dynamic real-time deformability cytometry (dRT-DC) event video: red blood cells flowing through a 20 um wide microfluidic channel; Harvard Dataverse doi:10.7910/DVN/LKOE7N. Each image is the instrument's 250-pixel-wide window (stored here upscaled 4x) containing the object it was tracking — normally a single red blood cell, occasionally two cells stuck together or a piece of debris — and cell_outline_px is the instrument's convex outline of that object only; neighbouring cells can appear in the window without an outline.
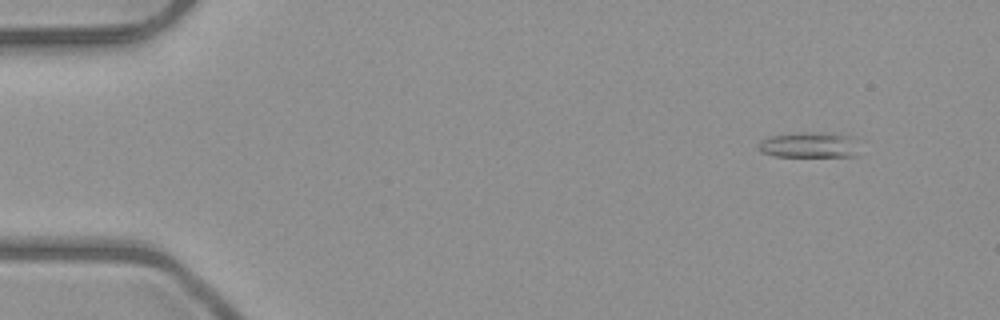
{"species": "common noctule bat (a hibernating species)", "species_latin": "Nyctalus noctula", "temperature_condition": "room temperature", "stored_images_in_passage": 4, "camera_frame_rate_fps": 3000, "um_per_image_px": 0.085, "animal": {"sex": "male", "body_mass_g": 23.1, "forearm_length_mm": 52.7}, "frame": {"image": 1, "passage_image": 1, "time_ms": 0.0, "image_size_px": [1000, 320], "cell_outline_px": [[856, 156], [772, 156], [764, 152], [760, 148], [760, 144], [764, 140], [772, 136], [800, 132], [820, 132], [848, 136]], "centroid_in_image_um": [68.69, 12.32], "position_along_channel_um": 16.3, "area_um2": 14.1}}
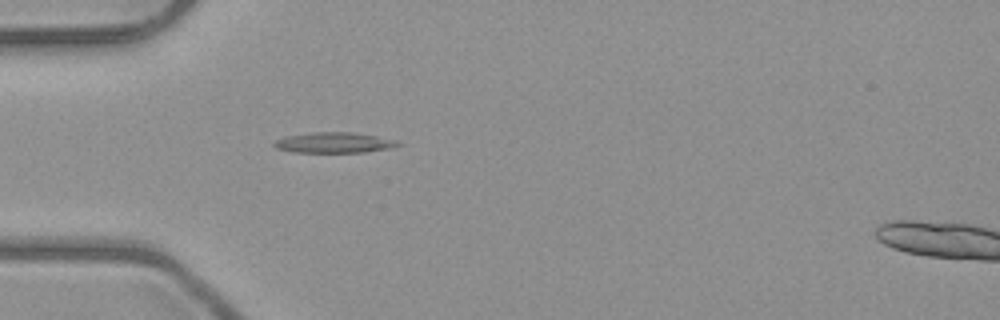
{"frame": {"image": 2, "passage_image": 4, "time_ms": 3.667, "image_size_px": [1000, 320], "cell_outline_px": [[400, 144], [392, 148], [364, 152], [292, 152], [276, 148], [272, 144], [276, 140], [288, 136], [316, 132], [352, 132], [376, 136], [396, 140]], "centroid_in_image_um": [28.4, 12.13], "position_along_channel_um": 56.6, "area_um2": 14.62}}